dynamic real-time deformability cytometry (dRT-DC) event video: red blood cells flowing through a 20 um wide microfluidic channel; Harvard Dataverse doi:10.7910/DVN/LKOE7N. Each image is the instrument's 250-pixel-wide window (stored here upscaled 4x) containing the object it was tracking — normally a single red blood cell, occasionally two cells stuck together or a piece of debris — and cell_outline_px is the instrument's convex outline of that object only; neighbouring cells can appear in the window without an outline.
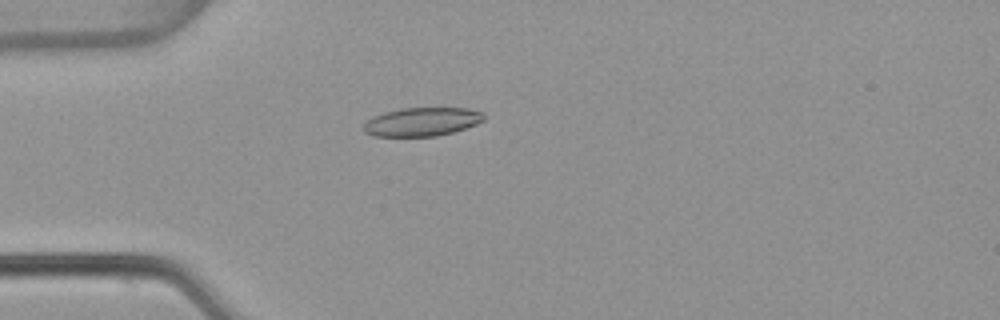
{"species": "common noctule bat (a hibernating species)", "species_latin": "Nyctalus noctula", "temperature_condition": "warm", "stored_images_in_passage": 53, "camera_frame_rate_fps": 3000, "um_per_image_px": 0.085, "animal": {"sex": "female", "body_mass_g": 22.7, "forearm_length_mm": 54.2}, "frame": {"image": 1, "passage_image": 15, "time_ms": 4.667, "image_size_px": [1000, 320], "cell_outline_px": [[484, 120], [476, 124], [452, 132], [436, 136], [376, 136], [364, 132], [364, 124], [372, 116], [384, 112], [400, 108], [468, 108], [484, 112]], "centroid_in_image_um": [35.87, 10.34], "position_along_channel_um": 49.1, "area_um2": 20.0}}
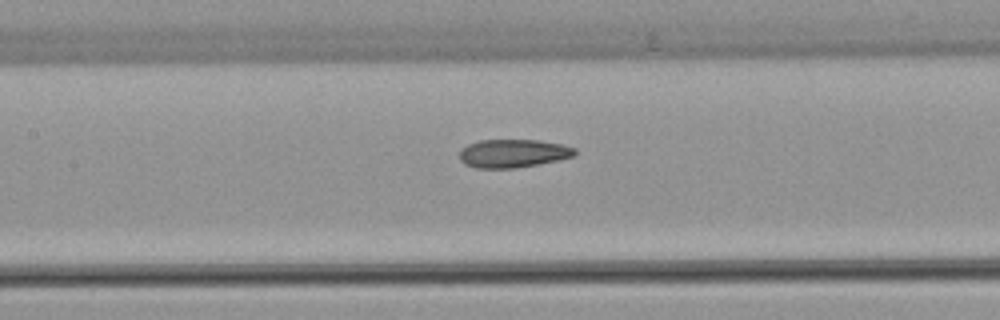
{"frame": {"image": 2, "passage_image": 25, "time_ms": 8.0, "image_size_px": [1000, 320], "cell_outline_px": [[576, 156], [560, 160], [540, 164], [516, 168], [476, 168], [464, 164], [460, 160], [460, 148], [468, 144], [480, 140], [540, 140], [564, 144], [576, 148]], "centroid_in_image_um": [43.65, 13.04], "position_along_channel_um": 163.8, "area_um2": 19.36}}
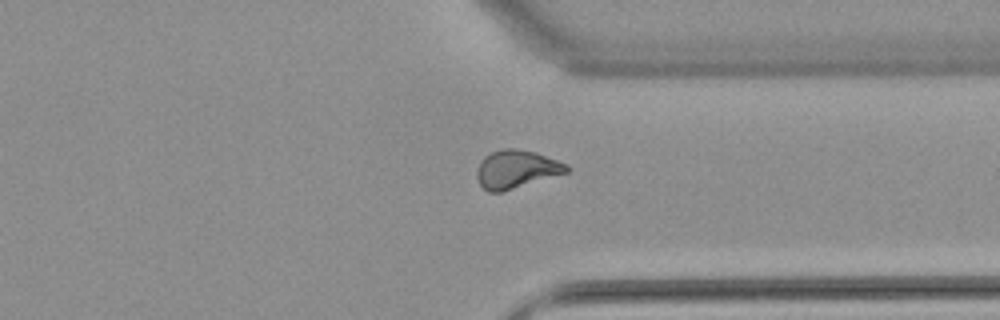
{"frame": {"image": 3, "passage_image": 41, "time_ms": 13.333, "image_size_px": [1000, 320], "cell_outline_px": [[572, 168], [568, 172], [500, 192], [488, 192], [480, 184], [476, 176], [476, 172], [480, 160], [484, 156], [492, 152], [504, 148], [516, 148], [536, 152], [568, 164]], "centroid_in_image_um": [43.89, 14.36], "position_along_channel_um": 367.5, "area_um2": 19.94}, "authors_computed_cell_mechanics": {"area_um2": 19.9988, "velocity_mm_per_s": 3.8401, "shape_relaxation_time_tau1_ms": null, "shape_relaxation_time_tau2_ms": 3.6222, "deformation_change_tau1": null, "deformation_change_tau2": 0.0981}}